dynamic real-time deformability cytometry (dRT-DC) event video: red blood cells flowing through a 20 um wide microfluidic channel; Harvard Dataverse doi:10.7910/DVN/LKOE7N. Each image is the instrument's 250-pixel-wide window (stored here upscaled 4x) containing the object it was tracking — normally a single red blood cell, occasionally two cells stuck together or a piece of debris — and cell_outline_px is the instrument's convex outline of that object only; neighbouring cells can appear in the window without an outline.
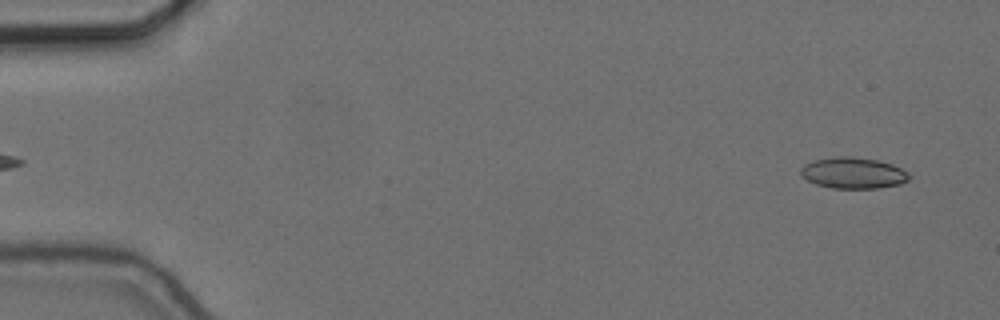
{"species": "common noctule bat (a hibernating species)", "species_latin": "Nyctalus noctula", "temperature_condition": "cold", "stored_images_in_passage": 52, "camera_frame_rate_fps": 3000, "um_per_image_px": 0.085, "animal": {"sex": "female", "body_mass_g": 24.6, "forearm_length_mm": 56.2}, "frame": {"image": 1, "passage_image": 2, "time_ms": 0.333, "image_size_px": [1000, 320], "cell_outline_px": [[912, 176], [908, 180], [900, 184], [876, 188], [832, 188], [816, 184], [808, 180], [800, 172], [800, 168], [804, 164], [816, 160], [836, 156], [852, 156], [876, 160], [892, 164], [908, 172]], "centroid_in_image_um": [72.54, 14.7], "position_along_channel_um": 12.5, "area_um2": 19.59}}
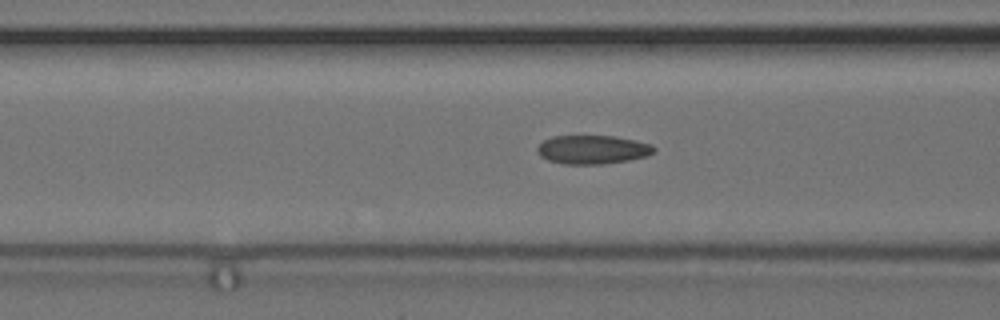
{"frame": {"image": 2, "passage_image": 21, "time_ms": 6.667, "image_size_px": [1000, 320], "cell_outline_px": [[656, 152], [648, 156], [628, 160], [604, 164], [564, 164], [548, 160], [540, 156], [536, 152], [536, 148], [544, 140], [552, 136], [612, 136], [636, 140], [652, 144], [656, 148]], "centroid_in_image_um": [50.39, 12.72], "position_along_channel_um": 116.2, "area_um2": 19.71}}
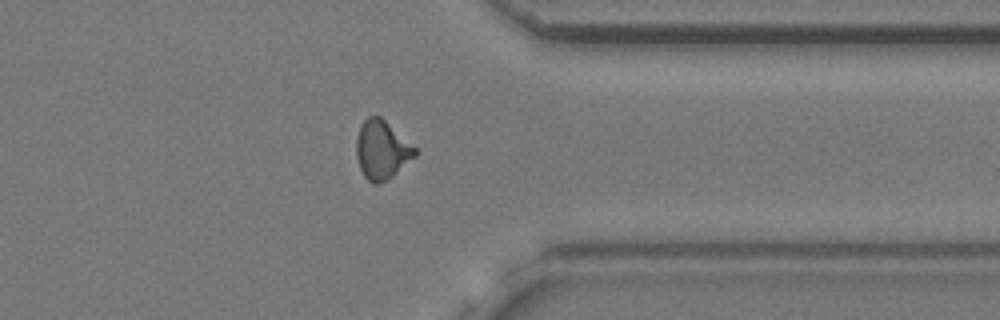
{"frame": {"image": 3, "passage_image": 43, "time_ms": 14.0, "image_size_px": [1000, 320], "cell_outline_px": [[420, 152], [416, 156], [388, 180], [376, 184], [372, 184], [364, 176], [360, 168], [356, 156], [356, 140], [360, 128], [364, 120], [368, 116], [380, 116], [416, 148]], "centroid_in_image_um": [32.46, 12.76], "position_along_channel_um": 378.9, "area_um2": 20.0}}